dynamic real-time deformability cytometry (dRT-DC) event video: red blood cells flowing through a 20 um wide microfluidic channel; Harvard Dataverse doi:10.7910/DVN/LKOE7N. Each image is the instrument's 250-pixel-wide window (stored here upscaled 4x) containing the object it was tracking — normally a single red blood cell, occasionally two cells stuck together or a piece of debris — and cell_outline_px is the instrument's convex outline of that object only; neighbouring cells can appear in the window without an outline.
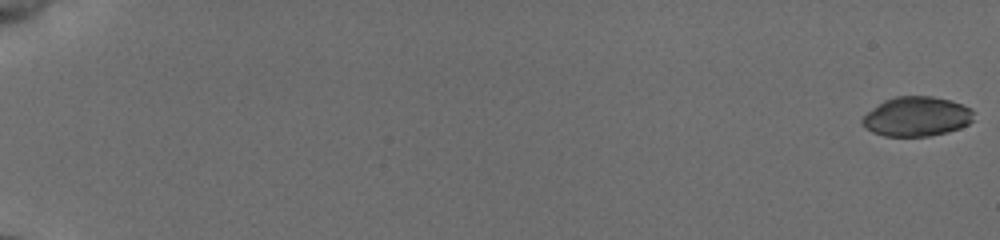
{"species": "common noctule bat (a hibernating species)", "species_latin": "Nyctalus noctula", "temperature_condition": "cold", "stored_images_in_passage": 56, "camera_frame_rate_fps": 3000, "um_per_image_px": 0.085, "animal": {"sex": "female", "body_mass_g": 19.5, "forearm_length_mm": 54.1}, "frame": {"image": 1, "passage_image": 1, "time_ms": 0.0, "image_size_px": [1000, 240], "cell_outline_px": [[976, 112], [972, 120], [968, 124], [960, 128], [948, 132], [928, 136], [884, 136], [872, 132], [860, 120], [868, 112], [884, 100], [896, 96], [932, 96], [952, 100], [972, 108]], "centroid_in_image_um": [77.97, 9.89], "position_along_channel_um": 7.0, "area_um2": 25.78}}
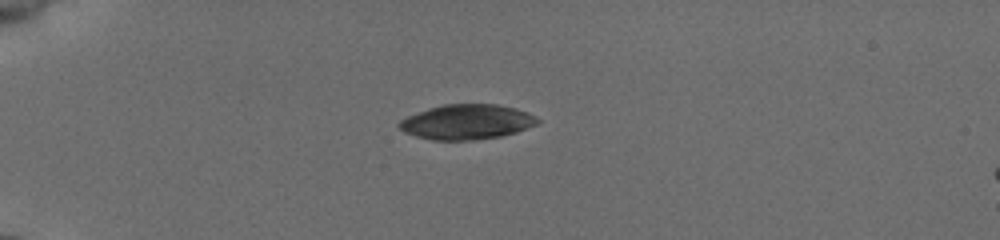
{"frame": {"image": 2, "passage_image": 17, "time_ms": 5.333, "image_size_px": [1000, 240], "cell_outline_px": [[540, 124], [516, 132], [500, 136], [472, 140], [432, 140], [416, 136], [404, 132], [396, 124], [400, 120], [408, 116], [428, 108], [444, 104], [496, 104], [512, 108], [536, 116], [540, 120]], "centroid_in_image_um": [39.67, 10.37], "position_along_channel_um": 45.3, "area_um2": 28.09}}